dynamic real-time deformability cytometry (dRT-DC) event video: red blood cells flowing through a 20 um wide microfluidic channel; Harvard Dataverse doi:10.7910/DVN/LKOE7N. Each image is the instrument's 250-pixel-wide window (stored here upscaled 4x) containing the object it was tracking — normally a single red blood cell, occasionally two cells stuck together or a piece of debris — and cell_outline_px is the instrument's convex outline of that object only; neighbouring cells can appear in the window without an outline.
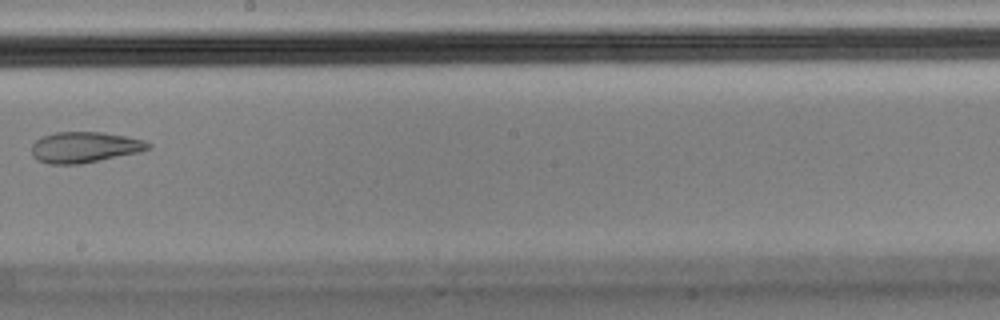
{"species": "Egyptian fruit bat (a non-hibernating species)", "species_latin": "Rousettus aegyptiacus", "temperature_condition": "cold", "stored_images_in_passage": 10, "camera_frame_rate_fps": 3000, "um_per_image_px": 0.085, "animal": {"sex": "male"}, "frame": {"image": 1, "passage_image": 9, "time_ms": 2.667, "image_size_px": [1000, 320], "cell_outline_px": [[152, 148], [140, 152], [80, 164], [48, 164], [36, 160], [32, 156], [32, 144], [36, 140], [44, 136], [56, 132], [104, 132], [144, 140], [152, 144]], "centroid_in_image_um": [7.2, 12.52], "position_along_channel_um": 241.0, "area_um2": 21.04}}